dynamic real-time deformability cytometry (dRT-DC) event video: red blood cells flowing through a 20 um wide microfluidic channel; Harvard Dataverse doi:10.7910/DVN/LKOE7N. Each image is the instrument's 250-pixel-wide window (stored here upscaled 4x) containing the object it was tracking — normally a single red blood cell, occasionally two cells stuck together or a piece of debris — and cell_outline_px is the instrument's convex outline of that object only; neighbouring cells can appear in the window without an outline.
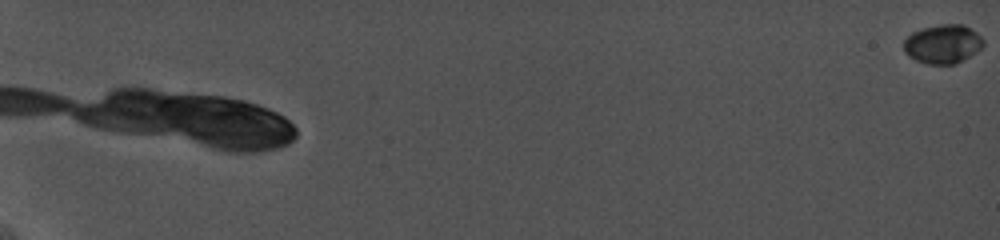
{"species": "common noctule bat (a hibernating species)", "species_latin": "Nyctalus noctula", "temperature_condition": "cold", "stored_images_in_passage": 13, "camera_frame_rate_fps": 5000, "um_per_image_px": 0.085, "animal": {"sex": "female", "body_mass_g": 19.0, "forearm_length_mm": 56.7}, "frame": {"image": 1, "passage_image": 1, "time_ms": 0.0, "image_size_px": [1000, 240], "cell_outline_px": [[984, 44], [976, 52], [956, 64], [928, 64], [916, 60], [908, 56], [904, 52], [904, 40], [912, 32], [920, 28], [940, 24], [964, 24], [976, 32], [984, 40]], "centroid_in_image_um": [80.13, 3.73], "position_along_channel_um": 4.9, "area_um2": 18.15}}
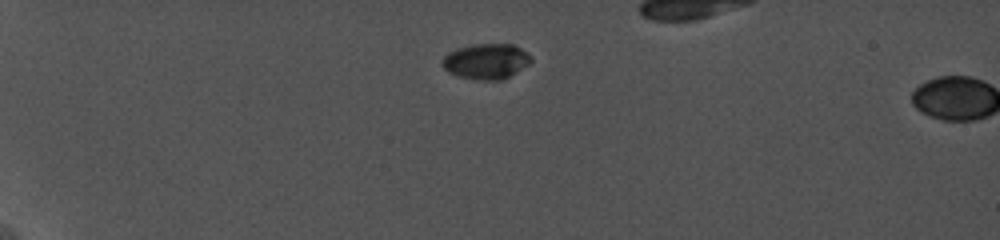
{"frame": {"image": 2, "passage_image": 12, "time_ms": 6.6, "image_size_px": [1000, 240], "cell_outline_px": [[532, 60], [528, 64], [508, 76], [500, 80], [476, 80], [460, 76], [448, 72], [440, 64], [440, 60], [448, 52], [456, 48], [472, 44], [512, 44], [520, 48], [532, 56]], "centroid_in_image_um": [41.27, 5.2], "position_along_channel_um": 43.7, "area_um2": 18.32}}